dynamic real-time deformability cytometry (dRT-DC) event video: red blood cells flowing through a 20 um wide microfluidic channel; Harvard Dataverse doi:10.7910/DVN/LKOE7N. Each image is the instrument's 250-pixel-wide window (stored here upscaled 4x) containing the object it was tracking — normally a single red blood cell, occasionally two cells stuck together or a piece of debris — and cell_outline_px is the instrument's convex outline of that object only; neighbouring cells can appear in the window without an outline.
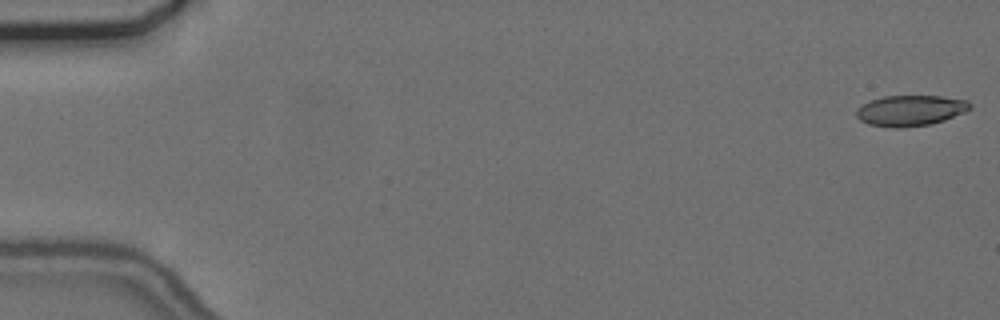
{"species": "common noctule bat (a hibernating species)", "species_latin": "Nyctalus noctula", "temperature_condition": "cold", "stored_images_in_passage": 56, "camera_frame_rate_fps": 3000, "um_per_image_px": 0.085, "animal": {"sex": "female", "body_mass_g": 24.6, "forearm_length_mm": 56.2}, "frame": {"image": 1, "passage_image": 1, "time_ms": 0.0, "image_size_px": [1000, 320], "cell_outline_px": [[972, 108], [964, 112], [944, 120], [932, 124], [900, 128], [896, 128], [868, 124], [860, 120], [856, 116], [856, 108], [872, 100], [884, 96], [940, 96], [968, 100], [972, 104]], "centroid_in_image_um": [77.4, 9.4], "position_along_channel_um": 7.6, "area_um2": 20.35}}
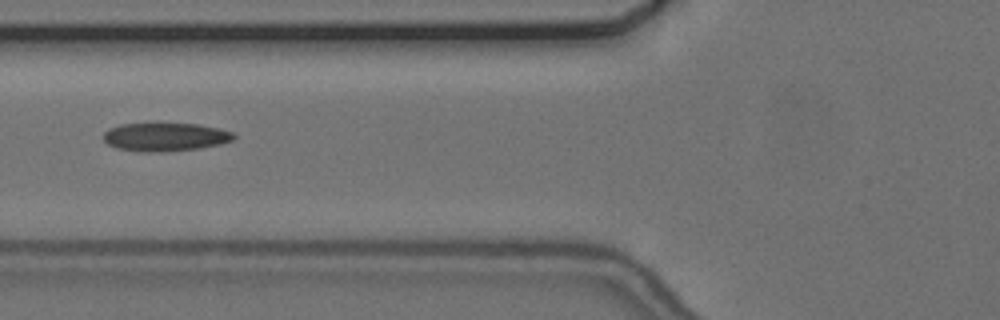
{"frame": {"image": 2, "passage_image": 22, "time_ms": 7.0, "image_size_px": [1000, 320], "cell_outline_px": [[236, 136], [232, 140], [220, 144], [196, 148], [160, 152], [140, 152], [116, 148], [108, 144], [104, 140], [104, 132], [108, 128], [120, 124], [200, 124], [220, 128], [232, 132]], "centroid_in_image_um": [14.02, 11.64], "position_along_channel_um": 111.8, "area_um2": 21.44}}
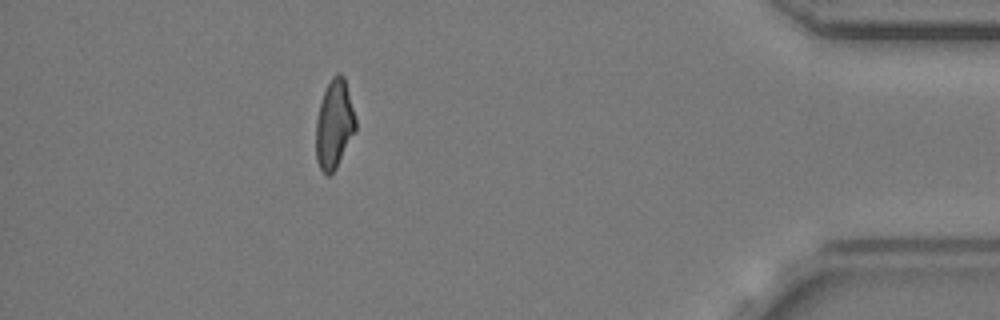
{"frame": {"image": 3, "passage_image": 50, "time_ms": 16.333, "image_size_px": [1000, 320], "cell_outline_px": [[356, 128], [336, 168], [328, 176], [324, 176], [316, 160], [316, 120], [320, 104], [324, 92], [332, 76], [336, 72], [340, 72], [344, 76], [356, 120]], "centroid_in_image_um": [28.4, 10.57], "position_along_channel_um": 406.8, "area_um2": 20.35}, "authors_computed_cell_mechanics": {"area_um2": 21.1548, "velocity_mm_per_s": 3.6938, "shape_relaxation_time_tau1_ms": 5.9479, "shape_relaxation_time_tau2_ms": 3.591, "deformation_change_tau1": 0.1529, "deformation_change_tau2": 0.1138}}